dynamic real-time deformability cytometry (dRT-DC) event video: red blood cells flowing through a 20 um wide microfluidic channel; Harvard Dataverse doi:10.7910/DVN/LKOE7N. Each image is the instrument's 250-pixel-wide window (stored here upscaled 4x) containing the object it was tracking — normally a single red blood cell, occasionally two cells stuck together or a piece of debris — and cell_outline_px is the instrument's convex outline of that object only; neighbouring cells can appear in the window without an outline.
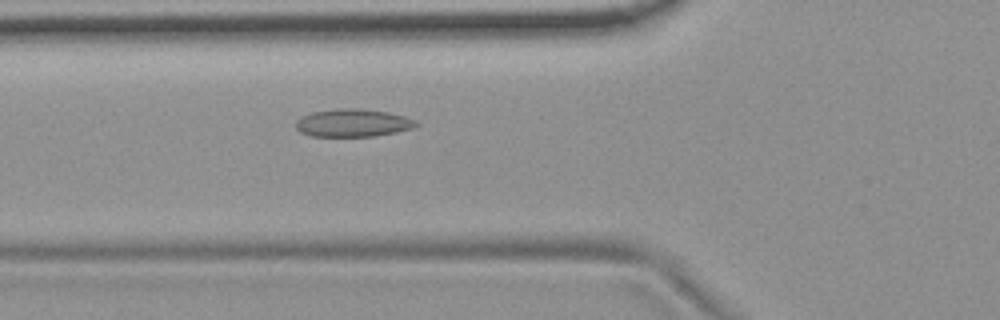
{"species": "common noctule bat (a hibernating species)", "species_latin": "Nyctalus noctula", "temperature_condition": "room temperature", "stored_images_in_passage": 46, "camera_frame_rate_fps": 3000, "um_per_image_px": 0.085, "animal": {"sex": "female", "body_mass_g": 19.9}, "frame": {"image": 1, "passage_image": 11, "time_ms": 3.333, "image_size_px": [1000, 320], "cell_outline_px": [[420, 124], [412, 128], [396, 132], [372, 136], [312, 136], [300, 132], [296, 128], [296, 120], [312, 112], [340, 108], [360, 108], [388, 112], [404, 116], [416, 120]], "centroid_in_image_um": [30.01, 10.44], "position_along_channel_um": 95.8, "area_um2": 19.42}}
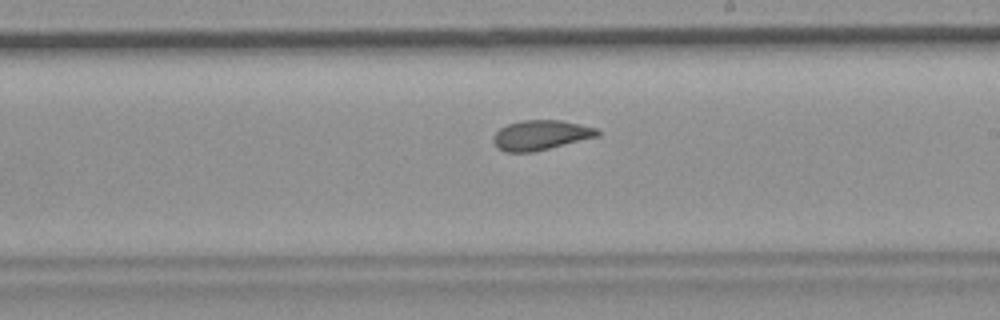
{"frame": {"image": 2, "passage_image": 23, "time_ms": 7.333, "image_size_px": [1000, 320], "cell_outline_px": [[600, 136], [532, 152], [504, 152], [492, 140], [492, 136], [500, 128], [508, 124], [524, 120], [560, 120], [580, 124], [596, 128], [600, 132]], "centroid_in_image_um": [45.97, 11.48], "position_along_channel_um": 243.0, "area_um2": 17.98}}
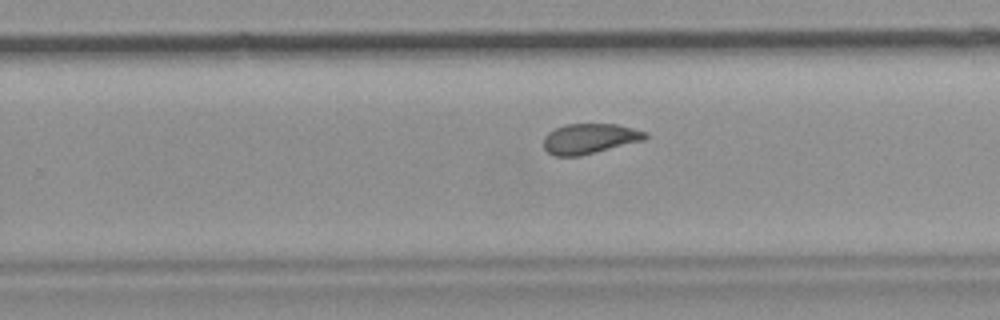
{"frame": {"image": 3, "passage_image": 26, "time_ms": 8.333, "image_size_px": [1000, 320], "cell_outline_px": [[648, 136], [644, 140], [580, 156], [552, 156], [544, 148], [544, 136], [548, 132], [564, 124], [616, 124], [648, 132]], "centroid_in_image_um": [50.1, 11.78], "position_along_channel_um": 279.7, "area_um2": 17.92}, "authors_computed_cell_mechanics": {"area_um2": 18.785, "velocity_mm_per_s": 3.6921, "shape_relaxation_time_tau1_ms": null, "shape_relaxation_time_tau2_ms": 1.8174, "deformation_change_tau1": null, "deformation_change_tau2": 0.0684}}